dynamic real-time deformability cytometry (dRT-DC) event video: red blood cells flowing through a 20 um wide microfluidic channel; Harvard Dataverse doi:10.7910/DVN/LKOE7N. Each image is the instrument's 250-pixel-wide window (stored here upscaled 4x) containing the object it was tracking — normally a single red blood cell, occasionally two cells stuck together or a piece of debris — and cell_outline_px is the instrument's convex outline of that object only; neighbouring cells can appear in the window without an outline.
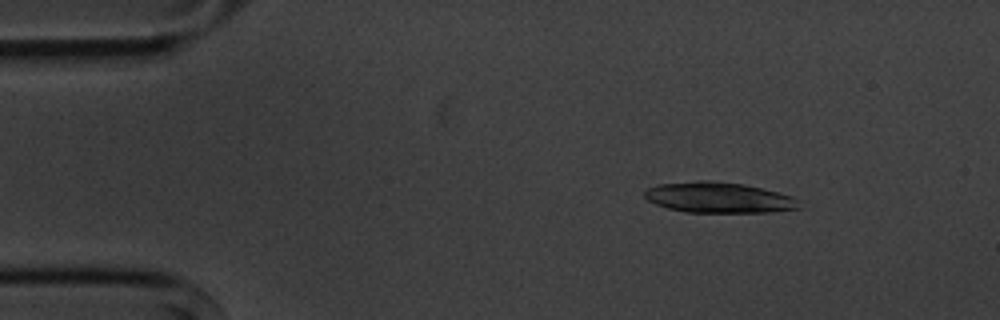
{"species": "common noctule bat (a hibernating species)", "species_latin": "Nyctalus noctula", "temperature_condition": "cold", "stored_images_in_passage": 3, "camera_frame_rate_fps": 3000, "um_per_image_px": 0.085, "animal": {"sex": "male", "body_mass_g": 20.1, "forearm_length_mm": 53.5}, "frame": {"image": 1, "passage_image": 1, "time_ms": 0.0, "image_size_px": [1000, 320], "cell_outline_px": [[800, 208], [768, 212], [684, 212], [668, 208], [656, 204], [648, 200], [644, 196], [644, 192], [648, 188], [660, 184], [696, 180], [708, 180], [744, 184], [792, 196], [796, 200]], "centroid_in_image_um": [61.04, 16.79], "position_along_channel_um": 24.0, "area_um2": 27.34}}